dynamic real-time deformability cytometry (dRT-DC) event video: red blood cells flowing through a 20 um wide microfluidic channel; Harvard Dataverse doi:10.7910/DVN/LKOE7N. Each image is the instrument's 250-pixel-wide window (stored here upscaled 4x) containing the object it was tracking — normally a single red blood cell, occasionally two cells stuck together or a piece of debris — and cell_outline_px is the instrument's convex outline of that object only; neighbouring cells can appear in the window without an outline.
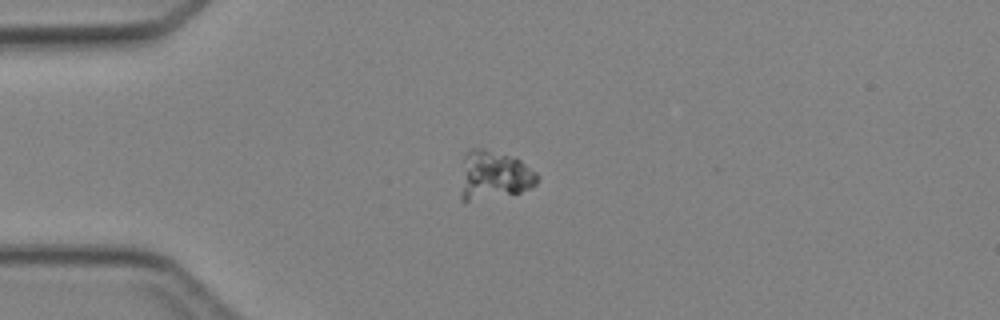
{"species": "Egyptian fruit bat (a non-hibernating species)", "species_latin": "Rousettus aegyptiacus", "temperature_condition": "cold", "stored_images_in_passage": 5, "camera_frame_rate_fps": 3000, "um_per_image_px": 0.085, "animal": {"sex": "female"}, "frame": {"image": 1, "passage_image": 3, "time_ms": 2.0, "image_size_px": [1000, 320], "cell_outline_px": [[540, 176], [536, 184], [532, 188], [520, 192], [464, 204], [460, 200], [460, 192], [464, 156], [472, 148], [480, 148], [508, 156], [520, 160], [536, 172]], "centroid_in_image_um": [41.96, 14.96], "position_along_channel_um": 43.0, "area_um2": 21.96}}
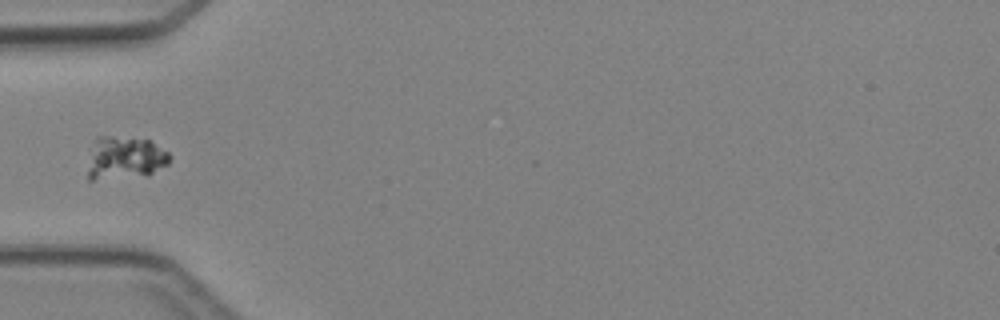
{"frame": {"image": 2, "passage_image": 4, "time_ms": 3.333, "image_size_px": [1000, 320], "cell_outline_px": [[172, 156], [168, 164], [148, 176], [92, 180], [88, 180], [88, 168], [96, 136], [104, 136], [148, 140], [168, 152]], "centroid_in_image_um": [10.65, 13.46], "position_along_channel_um": 74.4, "area_um2": 20.35}}
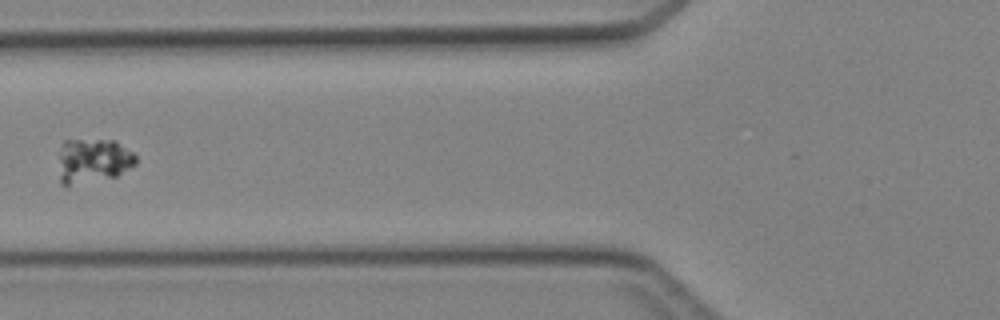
{"frame": {"image": 3, "passage_image": 5, "time_ms": 4.333, "image_size_px": [1000, 320], "cell_outline_px": [[136, 164], [116, 176], [64, 188], [60, 184], [60, 152], [64, 140], [116, 140], [132, 152], [136, 156]], "centroid_in_image_um": [7.9, 13.69], "position_along_channel_um": 117.9, "area_um2": 20.17}}